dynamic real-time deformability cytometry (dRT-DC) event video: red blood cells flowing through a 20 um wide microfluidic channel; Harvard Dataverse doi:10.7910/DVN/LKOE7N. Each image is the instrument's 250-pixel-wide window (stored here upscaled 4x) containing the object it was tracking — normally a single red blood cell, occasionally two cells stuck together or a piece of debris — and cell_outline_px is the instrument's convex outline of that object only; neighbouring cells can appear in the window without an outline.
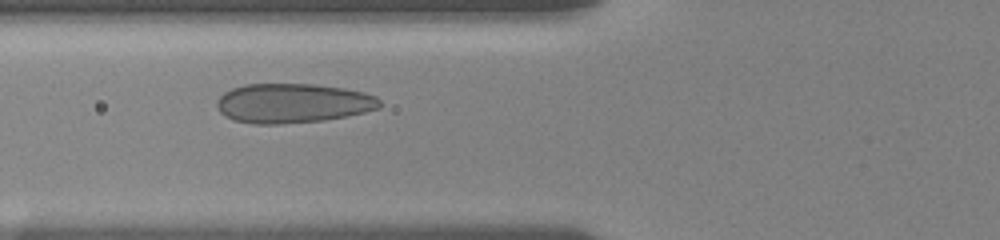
{"species": "human", "species_latin": "Homo sapiens", "temperature_condition": "room temperature", "stored_images_in_passage": 26, "camera_frame_rate_fps": 3000, "um_per_image_px": 0.085, "donor": {"sex": "female"}, "frame": {"image": 1, "passage_image": 9, "time_ms": 3.333, "image_size_px": [1000, 240], "cell_outline_px": [[384, 104], [380, 108], [348, 116], [324, 120], [280, 124], [252, 124], [232, 120], [224, 116], [220, 112], [216, 104], [216, 100], [224, 92], [232, 88], [244, 84], [312, 84], [344, 88], [364, 92], [376, 96]], "centroid_in_image_um": [24.89, 8.78], "position_along_channel_um": 100.9, "area_um2": 37.86}}
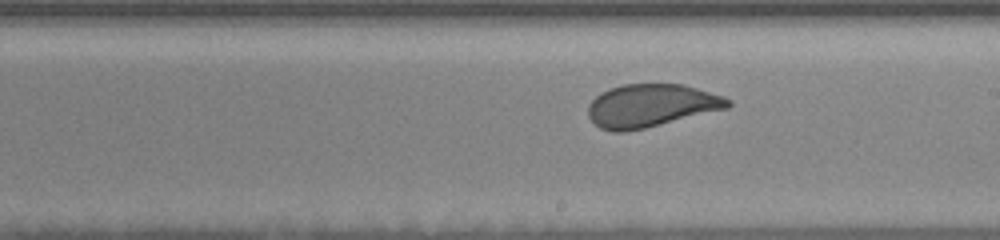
{"frame": {"image": 2, "passage_image": 19, "time_ms": 7.0, "image_size_px": [1000, 240], "cell_outline_px": [[732, 104], [728, 108], [644, 128], [624, 132], [612, 132], [600, 128], [588, 116], [588, 104], [600, 92], [608, 88], [624, 84], [684, 84], [724, 96], [732, 100]], "centroid_in_image_um": [55.33, 8.97], "position_along_channel_um": 233.7, "area_um2": 35.03}}
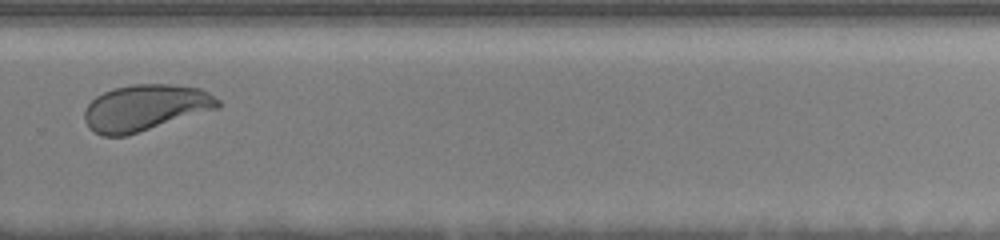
{"frame": {"image": 3, "passage_image": 24, "time_ms": 9.333, "image_size_px": [1000, 240], "cell_outline_px": [[220, 108], [128, 136], [100, 136], [88, 128], [84, 120], [84, 108], [96, 96], [104, 92], [116, 88], [132, 84], [172, 84], [200, 88], [208, 92], [220, 100]], "centroid_in_image_um": [12.35, 9.17], "position_along_channel_um": 317.5, "area_um2": 36.41}}